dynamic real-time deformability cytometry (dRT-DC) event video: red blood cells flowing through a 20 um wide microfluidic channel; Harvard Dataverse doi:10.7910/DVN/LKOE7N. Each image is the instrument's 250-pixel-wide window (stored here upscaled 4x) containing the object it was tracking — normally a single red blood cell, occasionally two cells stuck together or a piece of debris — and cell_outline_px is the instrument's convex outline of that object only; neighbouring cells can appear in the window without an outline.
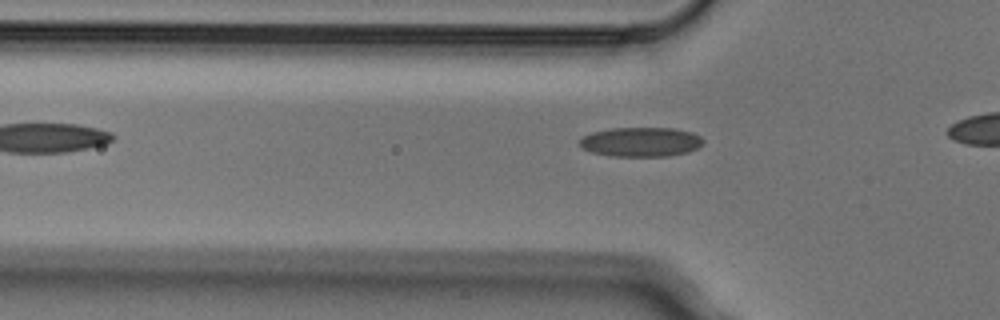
{"species": "Egyptian fruit bat (a non-hibernating species)", "species_latin": "Rousettus aegyptiacus", "temperature_condition": "cold", "stored_images_in_passage": 4, "camera_frame_rate_fps": 3000, "um_per_image_px": 0.085, "animal": {"sex": "male"}, "frame": {"image": 1, "passage_image": 3, "time_ms": 0.667, "image_size_px": [1000, 320], "cell_outline_px": [[704, 140], [696, 148], [688, 152], [668, 156], [612, 156], [592, 152], [584, 148], [580, 144], [580, 140], [584, 136], [592, 132], [612, 128], [672, 128], [692, 132], [700, 136]], "centroid_in_image_um": [54.49, 12.06], "position_along_channel_um": 71.3, "area_um2": 20.98}}